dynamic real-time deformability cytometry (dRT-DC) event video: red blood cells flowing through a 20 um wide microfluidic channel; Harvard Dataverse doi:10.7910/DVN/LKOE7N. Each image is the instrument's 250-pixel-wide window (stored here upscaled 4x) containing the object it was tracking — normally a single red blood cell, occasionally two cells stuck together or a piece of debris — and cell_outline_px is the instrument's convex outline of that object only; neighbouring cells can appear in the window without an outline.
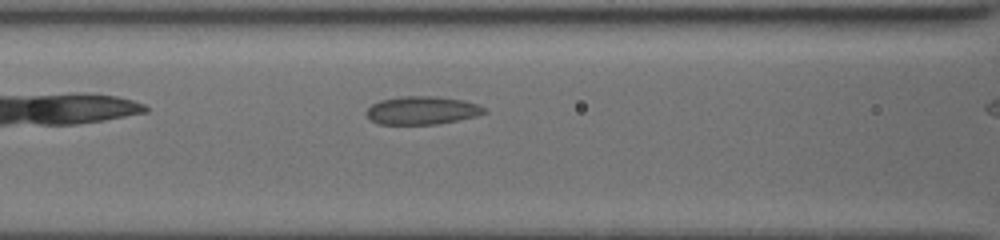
{"species": "common noctule bat (a hibernating species)", "species_latin": "Nyctalus noctula", "temperature_condition": "cold", "stored_images_in_passage": 9, "camera_frame_rate_fps": 3000, "um_per_image_px": 0.085, "animal": {"sex": "female", "body_mass_g": 19.5, "forearm_length_mm": 54.1}, "frame": {"image": 1, "passage_image": 8, "time_ms": 1.333, "image_size_px": [1000, 240], "cell_outline_px": [[488, 112], [476, 116], [436, 124], [380, 124], [372, 120], [364, 112], [372, 104], [380, 100], [400, 96], [436, 96], [464, 100], [476, 104], [484, 108]], "centroid_in_image_um": [35.86, 9.37], "position_along_channel_um": 130.7, "area_um2": 19.25}}